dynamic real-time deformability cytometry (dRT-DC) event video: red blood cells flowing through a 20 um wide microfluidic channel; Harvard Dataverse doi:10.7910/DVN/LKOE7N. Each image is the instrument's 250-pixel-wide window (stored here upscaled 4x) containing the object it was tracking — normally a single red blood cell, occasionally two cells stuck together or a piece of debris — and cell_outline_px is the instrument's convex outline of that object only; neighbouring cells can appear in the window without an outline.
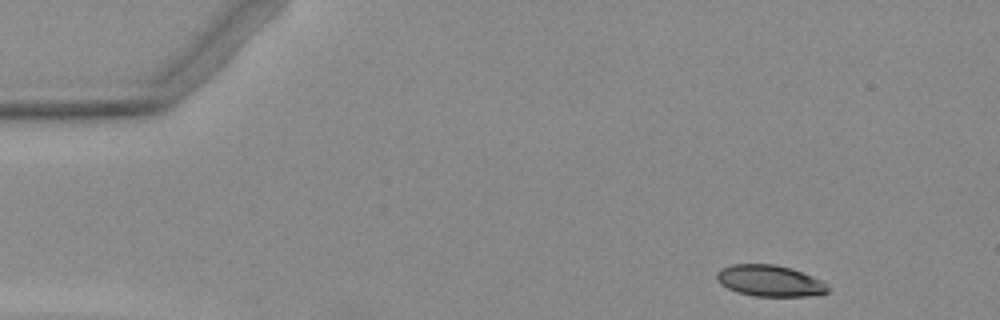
{"species": "Egyptian fruit bat (a non-hibernating species)", "species_latin": "Rousettus aegyptiacus", "temperature_condition": "warm", "stored_images_in_passage": 3, "camera_frame_rate_fps": 3000, "um_per_image_px": 0.085, "animal": {"sex": "female"}, "frame": {"image": 1, "passage_image": 1, "time_ms": 0.0, "image_size_px": [1000, 320], "cell_outline_px": [[828, 292], [820, 296], [756, 296], [740, 292], [728, 288], [720, 284], [716, 276], [716, 272], [720, 268], [732, 264], [772, 264], [792, 268], [812, 276], [820, 280], [828, 288]], "centroid_in_image_um": [65.43, 23.86], "position_along_channel_um": 19.6, "area_um2": 20.23}}
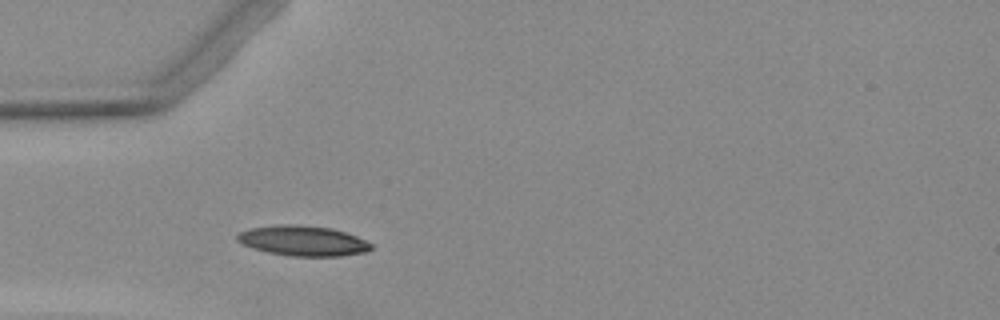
{"frame": {"image": 2, "passage_image": 3, "time_ms": 3.333, "image_size_px": [1000, 320], "cell_outline_px": [[372, 248], [364, 252], [340, 256], [288, 256], [268, 252], [252, 248], [240, 244], [236, 240], [236, 236], [240, 232], [248, 228], [288, 224], [332, 228], [356, 236], [372, 244]], "centroid_in_image_um": [25.7, 20.47], "position_along_channel_um": 59.3, "area_um2": 23.41}}